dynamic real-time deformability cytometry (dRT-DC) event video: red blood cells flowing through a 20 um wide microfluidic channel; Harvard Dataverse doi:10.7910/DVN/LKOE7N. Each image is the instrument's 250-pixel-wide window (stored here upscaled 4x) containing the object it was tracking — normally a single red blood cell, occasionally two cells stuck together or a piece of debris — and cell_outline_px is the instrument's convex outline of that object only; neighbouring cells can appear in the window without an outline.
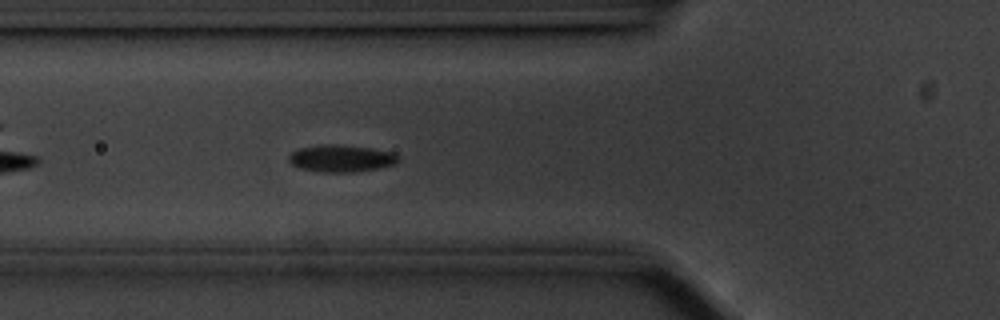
{"species": "common noctule bat (a hibernating species)", "species_latin": "Nyctalus noctula", "temperature_condition": "cold", "stored_images_in_passage": 45, "camera_frame_rate_fps": 3000, "um_per_image_px": 0.085, "animal": {"sex": "male", "body_mass_g": 20.1, "forearm_length_mm": 53.5}, "frame": {"image": 1, "passage_image": 7, "time_ms": 2.0, "image_size_px": [1000, 320], "cell_outline_px": [[400, 156], [392, 164], [380, 168], [352, 172], [320, 172], [300, 168], [292, 164], [288, 160], [288, 156], [292, 152], [300, 148], [320, 144], [336, 144], [372, 148], [396, 152]], "centroid_in_image_um": [29.0, 13.45], "position_along_channel_um": 96.8, "area_um2": 17.34}}
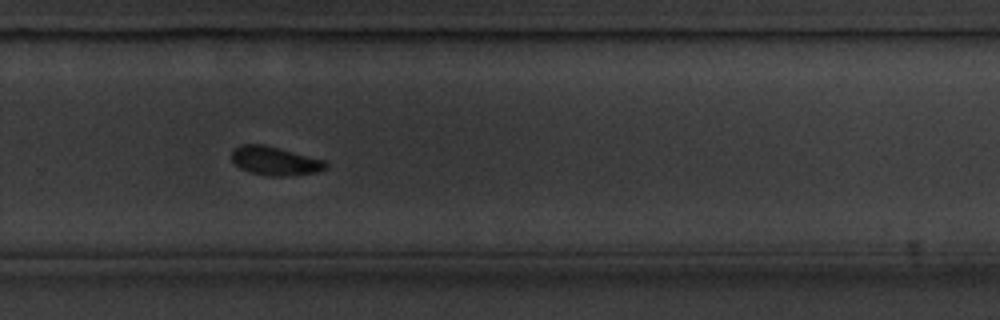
{"frame": {"image": 2, "passage_image": 25, "time_ms": 8.0, "image_size_px": [1000, 320], "cell_outline_px": [[328, 164], [324, 168], [316, 172], [288, 176], [268, 176], [248, 172], [240, 168], [232, 160], [232, 152], [240, 144], [264, 144], [280, 148], [324, 160]], "centroid_in_image_um": [23.35, 13.68], "position_along_channel_um": 306.5, "area_um2": 15.66}}
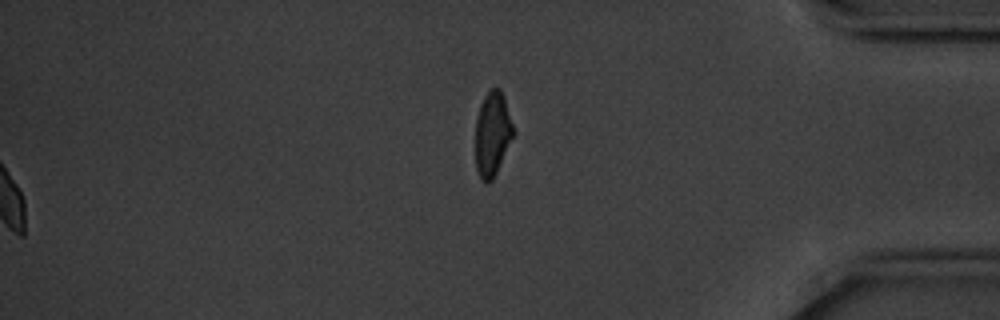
{"frame": {"image": 3, "passage_image": 45, "time_ms": 14.667, "image_size_px": [1000, 320], "cell_outline_px": [[516, 132], [492, 180], [488, 184], [480, 176], [476, 168], [476, 120], [480, 104], [484, 96], [492, 88], [500, 88], [504, 96]], "centroid_in_image_um": [41.88, 11.35], "position_along_channel_um": 393.3, "area_um2": 18.61}}